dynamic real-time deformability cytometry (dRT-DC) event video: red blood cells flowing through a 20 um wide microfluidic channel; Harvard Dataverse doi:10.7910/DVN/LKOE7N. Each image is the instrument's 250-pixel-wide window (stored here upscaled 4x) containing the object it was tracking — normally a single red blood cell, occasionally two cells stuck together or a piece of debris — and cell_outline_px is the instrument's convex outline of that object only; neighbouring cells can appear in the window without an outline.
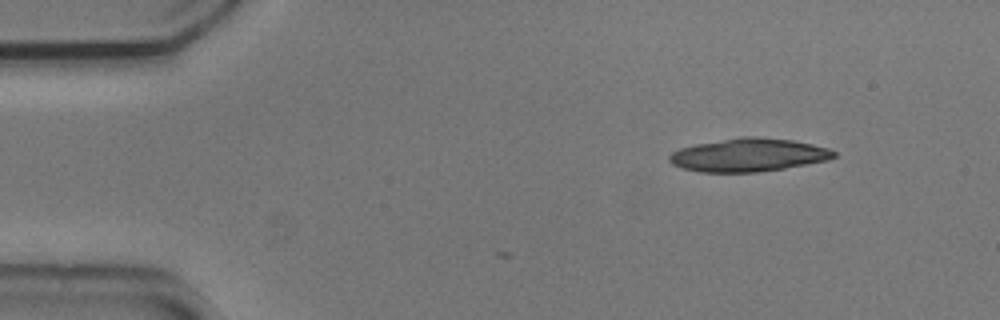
{"species": "common noctule bat (a hibernating species)", "species_latin": "Nyctalus noctula", "temperature_condition": "cold", "stored_images_in_passage": 2, "camera_frame_rate_fps": 3000, "um_per_image_px": 0.085, "animal": {"sex": "male", "body_mass_g": 20.5, "forearm_length_mm": 52.5}, "frame": {"image": 1, "passage_image": 2, "time_ms": 0.333, "image_size_px": [1000, 320], "cell_outline_px": [[836, 156], [828, 160], [784, 168], [756, 172], [700, 172], [680, 168], [672, 164], [668, 160], [668, 156], [672, 152], [680, 148], [696, 144], [740, 136], [756, 136], [792, 140], [812, 144], [828, 148], [836, 152]], "centroid_in_image_um": [63.59, 13.17], "position_along_channel_um": 21.4, "area_um2": 31.91}}